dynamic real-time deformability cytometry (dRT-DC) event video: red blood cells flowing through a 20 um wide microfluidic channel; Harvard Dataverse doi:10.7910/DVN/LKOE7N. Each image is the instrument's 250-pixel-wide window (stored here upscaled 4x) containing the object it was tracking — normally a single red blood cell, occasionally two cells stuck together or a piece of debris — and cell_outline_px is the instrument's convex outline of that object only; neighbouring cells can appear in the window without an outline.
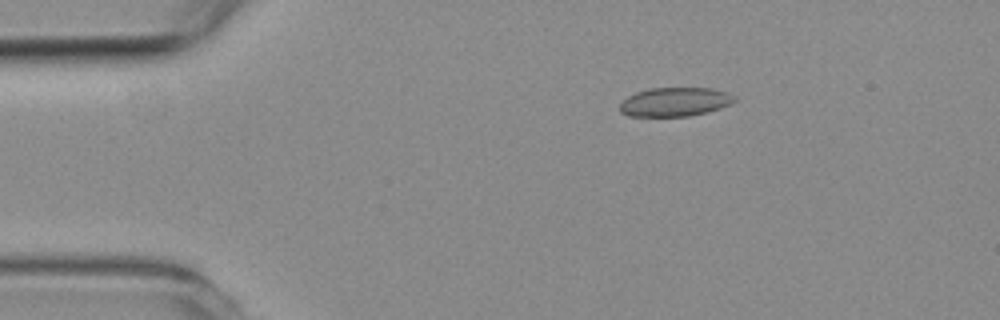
{"species": "common noctule bat (a hibernating species)", "species_latin": "Nyctalus noctula", "temperature_condition": "room temperature", "stored_images_in_passage": 4, "camera_frame_rate_fps": 3000, "um_per_image_px": 0.085, "animal": {"sex": "female", "body_mass_g": 19.3, "forearm_length_mm": 54.1}, "frame": {"image": 1, "passage_image": 1, "time_ms": 0.0, "image_size_px": [1000, 320], "cell_outline_px": [[736, 100], [732, 104], [708, 112], [688, 116], [628, 116], [620, 112], [620, 104], [628, 96], [636, 92], [648, 88], [712, 88], [728, 92], [736, 96]], "centroid_in_image_um": [57.4, 8.66], "position_along_channel_um": 27.6, "area_um2": 19.48}}
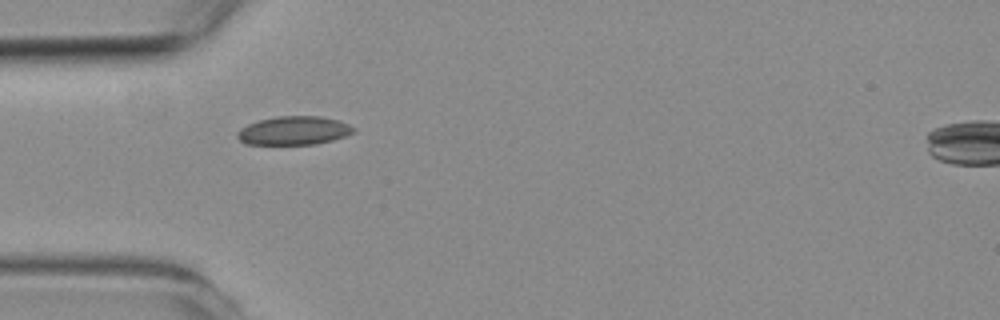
{"frame": {"image": 2, "passage_image": 3, "time_ms": 2.333, "image_size_px": [1000, 320], "cell_outline_px": [[356, 132], [332, 140], [316, 144], [244, 144], [236, 136], [236, 132], [240, 128], [248, 124], [260, 120], [276, 116], [320, 116], [340, 120], [356, 128]], "centroid_in_image_um": [24.98, 11.09], "position_along_channel_um": 60.0, "area_um2": 19.48}}